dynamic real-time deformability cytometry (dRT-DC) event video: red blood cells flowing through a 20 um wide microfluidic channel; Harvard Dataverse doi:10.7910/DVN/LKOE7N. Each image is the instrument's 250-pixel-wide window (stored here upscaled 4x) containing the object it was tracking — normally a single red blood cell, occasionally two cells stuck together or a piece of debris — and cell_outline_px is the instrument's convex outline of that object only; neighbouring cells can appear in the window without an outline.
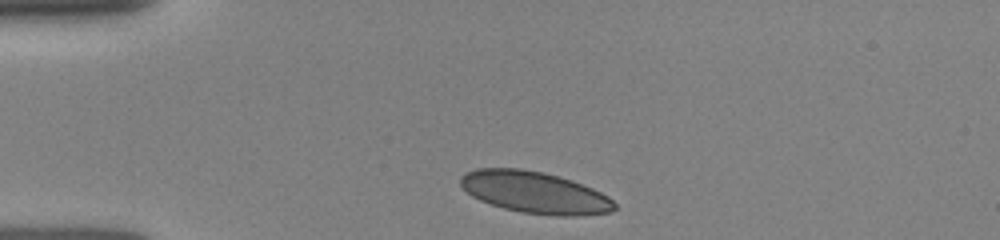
{"species": "human", "species_latin": "Homo sapiens", "temperature_condition": "room temperature", "stored_images_in_passage": 21, "camera_frame_rate_fps": 3000, "um_per_image_px": 0.085, "donor": {"sex": "female"}, "frame": {"image": 1, "passage_image": 1, "time_ms": 0.0, "image_size_px": [1000, 240], "cell_outline_px": [[616, 208], [612, 212], [576, 216], [556, 216], [520, 212], [504, 208], [480, 200], [472, 196], [460, 184], [460, 176], [464, 172], [476, 168], [520, 168], [544, 172], [560, 176], [572, 180], [592, 188], [608, 196], [616, 204]], "centroid_in_image_um": [45.46, 16.35], "position_along_channel_um": 39.5, "area_um2": 37.63}}
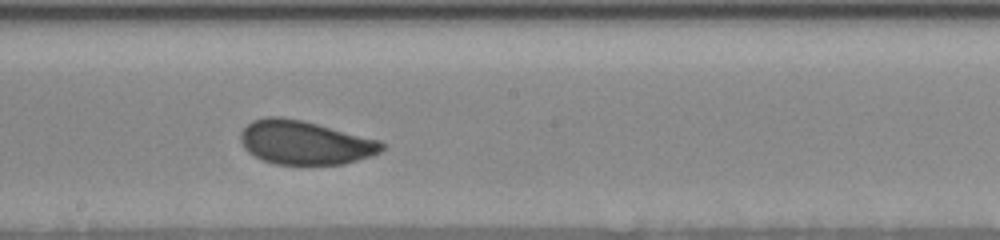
{"frame": {"image": 2, "passage_image": 12, "time_ms": 5.333, "image_size_px": [1000, 240], "cell_outline_px": [[384, 148], [380, 152], [372, 156], [344, 164], [276, 164], [264, 160], [248, 152], [244, 148], [240, 140], [240, 132], [252, 120], [264, 116], [280, 116], [300, 120], [380, 140], [384, 144]], "centroid_in_image_um": [25.9, 12.11], "position_along_channel_um": 222.3, "area_um2": 35.89}}
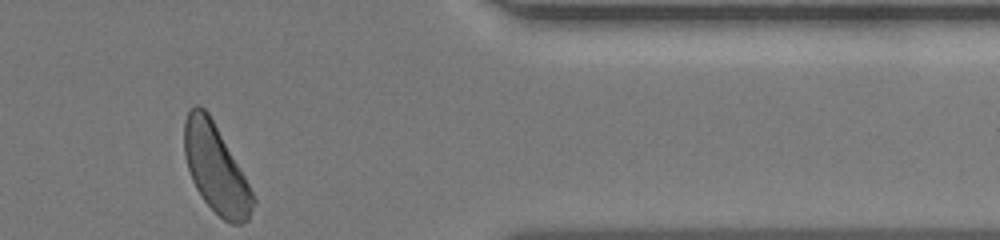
{"frame": {"image": 3, "passage_image": 21, "time_ms": 10.0, "image_size_px": [1000, 240], "cell_outline_px": [[256, 200], [248, 220], [240, 224], [232, 224], [224, 220], [204, 200], [196, 188], [192, 180], [184, 156], [184, 120], [188, 112], [196, 104], [200, 104], [208, 112], [244, 176]], "centroid_in_image_um": [18.32, 14.33], "position_along_channel_um": 393.1, "area_um2": 34.74}}